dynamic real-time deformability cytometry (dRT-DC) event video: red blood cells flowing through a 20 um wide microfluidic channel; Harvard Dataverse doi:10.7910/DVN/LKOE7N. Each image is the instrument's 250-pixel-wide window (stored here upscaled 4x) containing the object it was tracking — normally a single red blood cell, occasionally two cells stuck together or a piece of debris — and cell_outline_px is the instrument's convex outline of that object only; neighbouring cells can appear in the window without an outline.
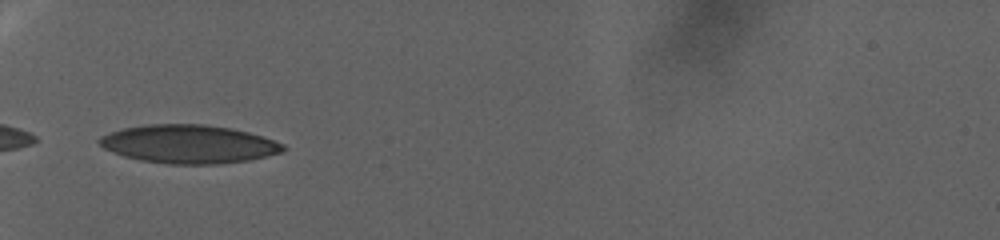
{"species": "human", "species_latin": "Homo sapiens", "temperature_condition": "warm", "stored_images_in_passage": 32, "camera_frame_rate_fps": 3000, "um_per_image_px": 0.085, "donor": {"sex": "female"}, "frame": {"image": 1, "passage_image": 1, "time_ms": 0.0, "image_size_px": [1000, 240], "cell_outline_px": [[288, 148], [280, 152], [248, 160], [220, 164], [168, 164], [140, 160], [124, 156], [112, 152], [104, 148], [96, 140], [100, 136], [124, 128], [148, 124], [204, 124], [232, 128], [248, 132], [284, 144]], "centroid_in_image_um": [16.02, 12.25], "position_along_channel_um": 69.0, "area_um2": 40.98}}
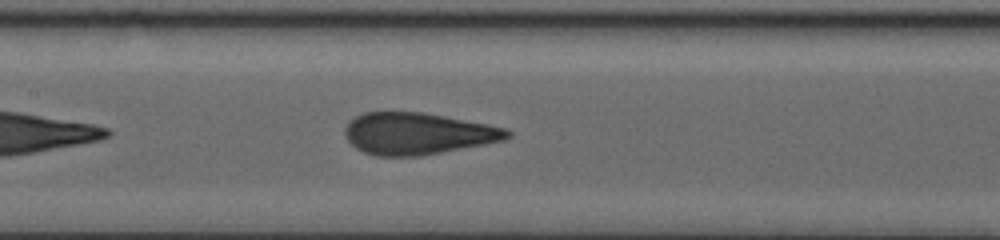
{"frame": {"image": 2, "passage_image": 16, "time_ms": 5.0, "image_size_px": [1000, 240], "cell_outline_px": [[512, 136], [504, 140], [484, 144], [420, 156], [376, 156], [364, 152], [356, 148], [344, 136], [344, 128], [348, 120], [364, 112], [424, 112], [488, 124], [508, 128], [512, 132]], "centroid_in_image_um": [35.49, 11.35], "position_along_channel_um": 171.9, "area_um2": 39.71}}
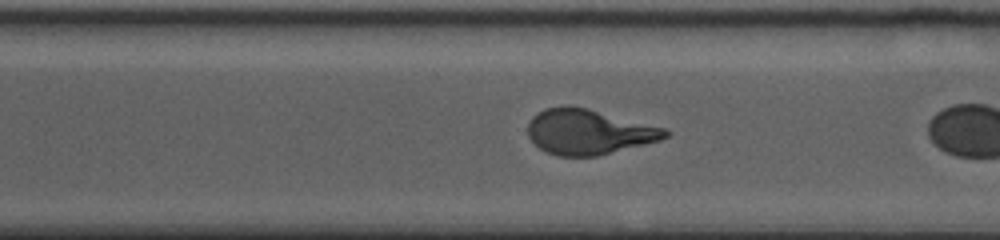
{"frame": {"image": 3, "passage_image": 31, "time_ms": 10.0, "image_size_px": [1000, 240], "cell_outline_px": [[672, 132], [668, 136], [660, 140], [596, 156], [556, 156], [540, 148], [528, 136], [528, 124], [532, 116], [536, 112], [544, 108], [564, 104], [568, 104], [588, 108], [668, 128]], "centroid_in_image_um": [50.04, 11.17], "position_along_channel_um": 320.6, "area_um2": 36.53}}